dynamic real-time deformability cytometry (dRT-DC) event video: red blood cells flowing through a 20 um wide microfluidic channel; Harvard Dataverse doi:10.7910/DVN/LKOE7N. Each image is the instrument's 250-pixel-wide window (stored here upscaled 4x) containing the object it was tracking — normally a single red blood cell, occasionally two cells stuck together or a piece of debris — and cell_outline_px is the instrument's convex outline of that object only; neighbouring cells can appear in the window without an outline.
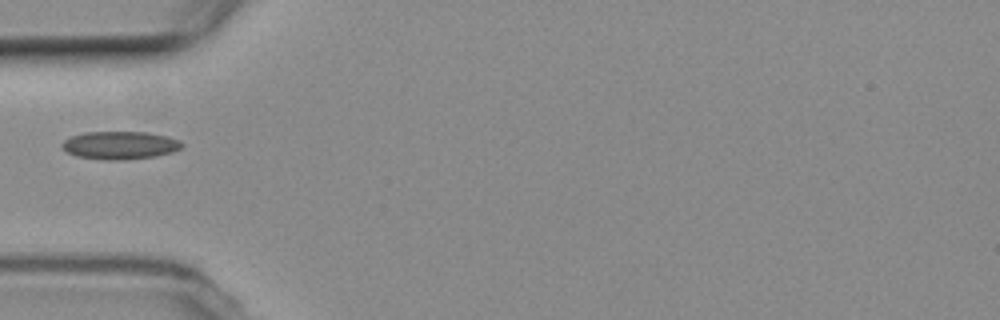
{"species": "common noctule bat (a hibernating species)", "species_latin": "Nyctalus noctula", "temperature_condition": "room temperature", "stored_images_in_passage": 2, "camera_frame_rate_fps": 3000, "um_per_image_px": 0.085, "animal": {"sex": "female", "body_mass_g": 19.3, "forearm_length_mm": 54.1}, "frame": {"image": 1, "passage_image": 2, "time_ms": 1.333, "image_size_px": [1000, 320], "cell_outline_px": [[184, 144], [180, 148], [172, 152], [156, 156], [124, 160], [104, 160], [76, 156], [68, 152], [60, 144], [64, 140], [72, 136], [84, 132], [148, 132], [168, 136], [180, 140]], "centroid_in_image_um": [10.22, 12.34], "position_along_channel_um": 74.8, "area_um2": 19.59}}